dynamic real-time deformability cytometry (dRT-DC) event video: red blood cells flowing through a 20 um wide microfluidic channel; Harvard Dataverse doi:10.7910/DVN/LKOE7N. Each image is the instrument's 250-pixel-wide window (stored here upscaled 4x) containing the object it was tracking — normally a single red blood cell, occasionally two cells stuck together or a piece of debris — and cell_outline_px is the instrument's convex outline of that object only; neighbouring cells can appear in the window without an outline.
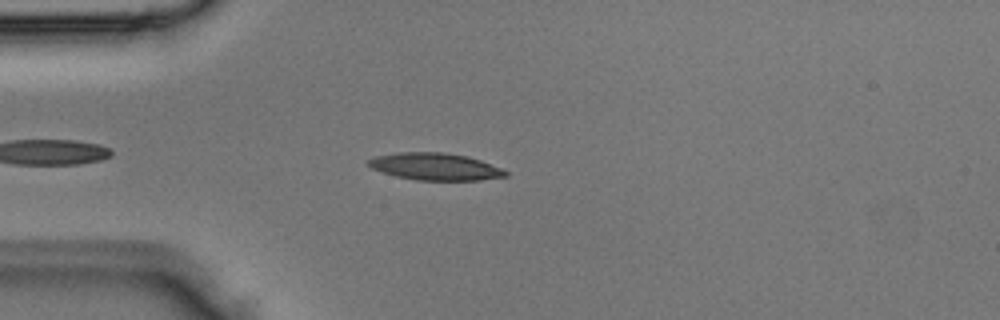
{"species": "Egyptian fruit bat (a non-hibernating species)", "species_latin": "Rousettus aegyptiacus", "temperature_condition": "room temperature", "stored_images_in_passage": 3, "camera_frame_rate_fps": 3000, "um_per_image_px": 0.085, "animal": {"sex": "male"}, "frame": {"image": 1, "passage_image": 3, "time_ms": 0.667, "image_size_px": [1000, 320], "cell_outline_px": [[508, 176], [480, 180], [416, 180], [396, 176], [372, 168], [368, 164], [368, 160], [376, 156], [396, 152], [444, 152], [468, 156], [480, 160], [500, 168], [508, 172]], "centroid_in_image_um": [37.0, 14.15], "position_along_channel_um": 48.0, "area_um2": 21.56}}